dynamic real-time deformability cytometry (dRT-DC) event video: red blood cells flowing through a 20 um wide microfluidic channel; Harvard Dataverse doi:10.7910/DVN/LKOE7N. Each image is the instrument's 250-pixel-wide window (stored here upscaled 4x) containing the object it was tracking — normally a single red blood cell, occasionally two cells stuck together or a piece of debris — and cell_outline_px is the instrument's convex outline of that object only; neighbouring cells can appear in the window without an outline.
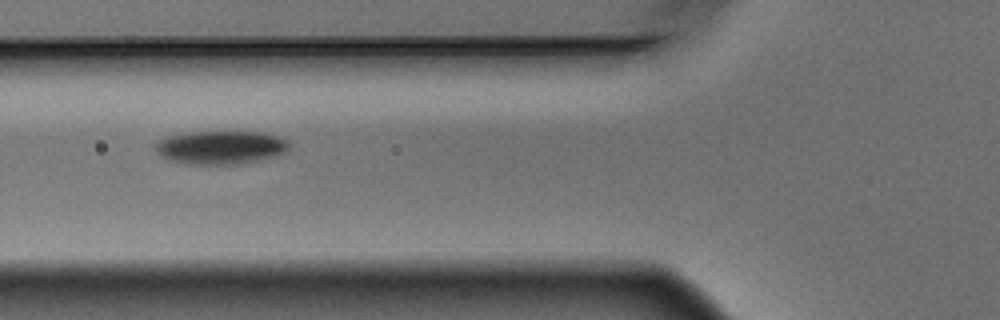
{"species": "Egyptian fruit bat (a non-hibernating species)", "species_latin": "Rousettus aegyptiacus", "temperature_condition": "warm", "stored_images_in_passage": 10, "camera_frame_rate_fps": 3000, "um_per_image_px": 0.085, "animal": {"sex": "male"}, "frame": {"image": 1, "passage_image": 5, "time_ms": 1.333, "image_size_px": [1000, 320], "cell_outline_px": [[288, 152], [276, 156], [236, 164], [196, 164], [172, 160], [160, 156], [156, 152], [156, 140], [168, 136], [188, 132], [264, 132], [288, 140]], "centroid_in_image_um": [18.77, 12.52], "position_along_channel_um": 107.0, "area_um2": 25.84}}
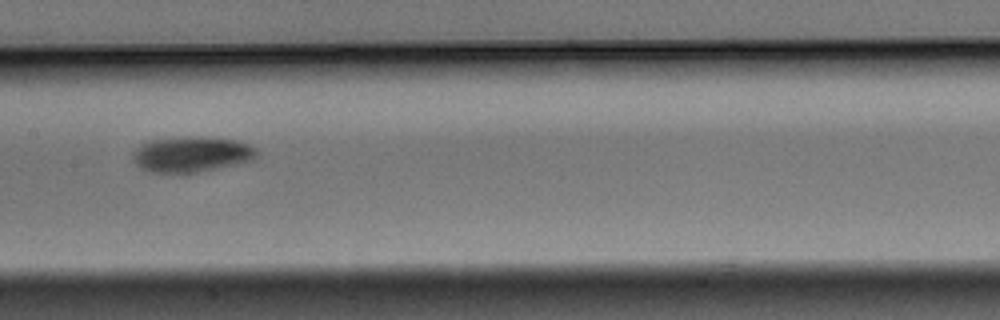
{"frame": {"image": 2, "passage_image": 7, "time_ms": 2.0, "image_size_px": [1000, 320], "cell_outline_px": [[256, 156], [252, 160], [236, 164], [180, 176], [152, 172], [140, 168], [136, 164], [132, 156], [132, 152], [140, 144], [148, 140], [188, 136], [196, 136], [236, 140], [248, 144], [256, 148]], "centroid_in_image_um": [16.21, 13.14], "position_along_channel_um": 191.2, "area_um2": 26.3}}
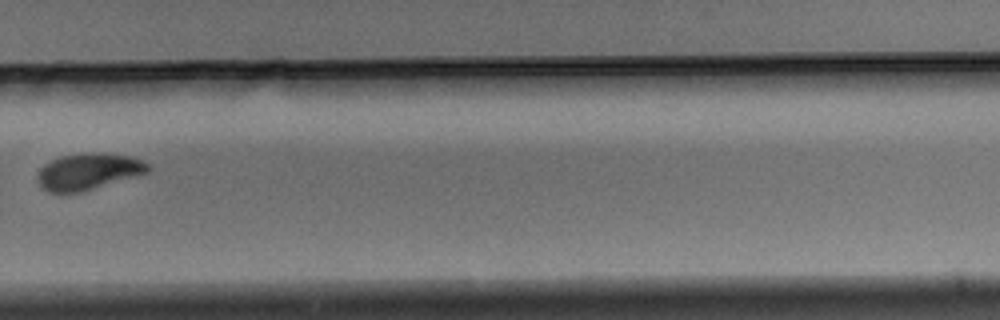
{"frame": {"image": 3, "passage_image": 10, "time_ms": 3.0, "image_size_px": [1000, 320], "cell_outline_px": [[152, 168], [148, 172], [80, 192], [48, 192], [40, 188], [36, 180], [44, 164], [60, 156], [92, 152], [104, 152], [132, 156], [144, 160]], "centroid_in_image_um": [7.52, 14.56], "position_along_channel_um": 322.3, "area_um2": 23.47}}